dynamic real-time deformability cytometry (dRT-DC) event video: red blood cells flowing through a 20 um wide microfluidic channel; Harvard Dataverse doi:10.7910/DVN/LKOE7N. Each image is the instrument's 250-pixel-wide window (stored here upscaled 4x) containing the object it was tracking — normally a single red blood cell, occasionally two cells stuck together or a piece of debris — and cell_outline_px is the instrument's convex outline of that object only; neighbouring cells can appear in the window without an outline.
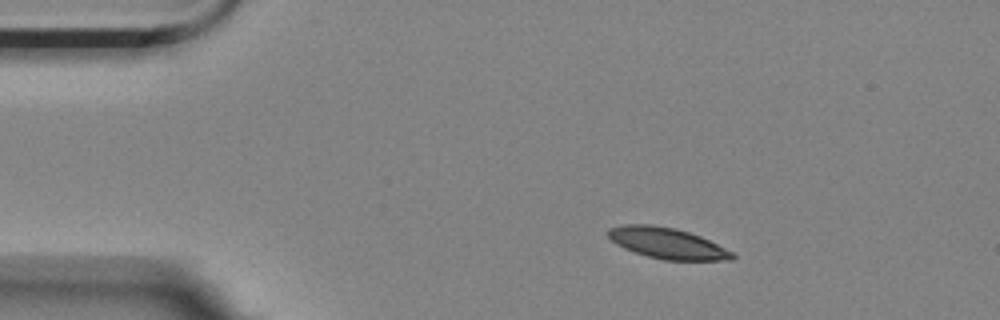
{"species": "Egyptian fruit bat (a non-hibernating species)", "species_latin": "Rousettus aegyptiacus", "temperature_condition": "room temperature", "stored_images_in_passage": 4, "camera_frame_rate_fps": 3000, "um_per_image_px": 0.085, "animal": {"sex": "female"}, "frame": {"image": 1, "passage_image": 2, "time_ms": 0.333, "image_size_px": [1000, 320], "cell_outline_px": [[736, 256], [732, 260], [664, 260], [648, 256], [624, 248], [616, 244], [608, 236], [608, 228], [624, 224], [648, 224], [676, 228], [700, 236], [732, 252]], "centroid_in_image_um": [56.69, 20.67], "position_along_channel_um": 28.3, "area_um2": 22.14}}